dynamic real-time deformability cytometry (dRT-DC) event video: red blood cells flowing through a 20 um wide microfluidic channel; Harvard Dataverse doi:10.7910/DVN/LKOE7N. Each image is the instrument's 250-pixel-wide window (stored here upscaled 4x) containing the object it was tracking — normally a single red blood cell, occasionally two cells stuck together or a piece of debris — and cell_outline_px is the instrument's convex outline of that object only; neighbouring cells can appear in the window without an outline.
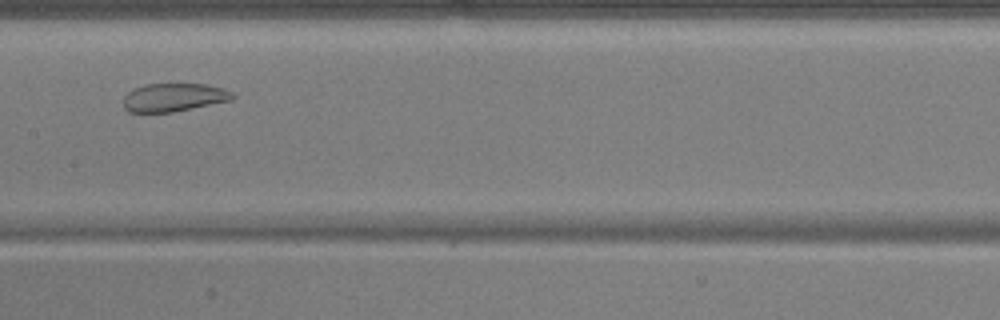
{"species": "common noctule bat (a hibernating species)", "species_latin": "Nyctalus noctula", "temperature_condition": "warm", "stored_images_in_passage": 43, "camera_frame_rate_fps": 3000, "um_per_image_px": 0.085, "animal": {"sex": "male", "body_mass_g": 17.9, "forearm_length_mm": 54.2}, "frame": {"image": 1, "passage_image": 17, "time_ms": 5.333, "image_size_px": [1000, 320], "cell_outline_px": [[236, 96], [232, 100], [172, 112], [128, 112], [124, 108], [124, 96], [132, 88], [144, 84], [204, 84], [224, 88], [232, 92]], "centroid_in_image_um": [14.77, 8.27], "position_along_channel_um": 192.6, "area_um2": 18.03}}
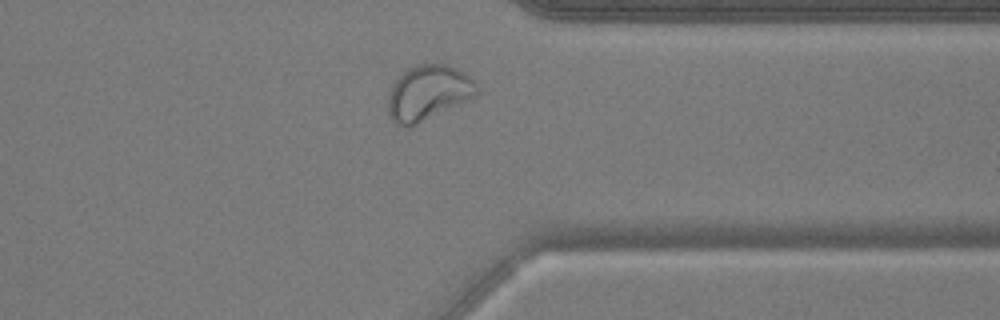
{"frame": {"image": 2, "passage_image": 32, "time_ms": 10.333, "image_size_px": [1000, 320], "cell_outline_px": [[476, 96], [408, 128], [404, 128], [396, 124], [392, 120], [388, 112], [388, 96], [396, 80], [408, 68], [416, 64], [448, 64], [472, 76], [476, 84]], "centroid_in_image_um": [36.39, 7.89], "position_along_channel_um": 375.0, "area_um2": 28.32}}
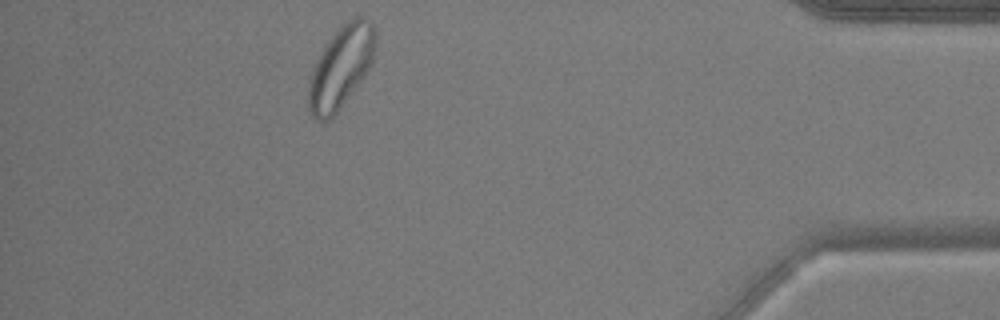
{"frame": {"image": 3, "passage_image": 38, "time_ms": 12.333, "image_size_px": [1000, 320], "cell_outline_px": [[376, 48], [372, 64], [364, 76], [340, 108], [328, 120], [316, 120], [308, 112], [308, 76], [320, 52], [328, 40], [340, 24], [352, 16], [360, 16], [372, 24], [376, 32]], "centroid_in_image_um": [28.96, 5.68], "position_along_channel_um": 406.2, "area_um2": 32.43}, "authors_computed_cell_mechanics": {"area_um2": 25.8366, "velocity_mm_per_s": 3.6949, "shape_relaxation_time_tau1_ms": null, "shape_relaxation_time_tau2_ms": 1.033, "deformation_change_tau1": null, "deformation_change_tau2": 0.0669}}